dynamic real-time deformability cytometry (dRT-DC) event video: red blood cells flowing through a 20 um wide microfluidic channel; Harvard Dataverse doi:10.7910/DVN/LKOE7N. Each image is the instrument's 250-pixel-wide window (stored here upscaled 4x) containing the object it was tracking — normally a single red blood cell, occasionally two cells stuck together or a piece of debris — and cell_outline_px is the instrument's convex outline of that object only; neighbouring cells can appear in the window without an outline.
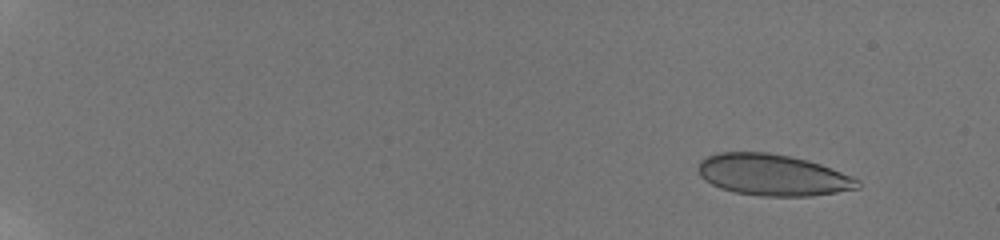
{"species": "human", "species_latin": "Homo sapiens", "temperature_condition": "room temperature", "stored_images_in_passage": 18, "camera_frame_rate_fps": 3000, "um_per_image_px": 0.085, "donor": {"sex": "male"}, "frame": {"image": 1, "passage_image": 5, "time_ms": 2.0, "image_size_px": [1000, 240], "cell_outline_px": [[860, 188], [812, 196], [760, 196], [732, 192], [720, 188], [704, 180], [700, 176], [696, 168], [700, 160], [708, 156], [720, 152], [768, 152], [808, 160], [820, 164], [852, 176], [860, 180]], "centroid_in_image_um": [65.66, 14.87], "position_along_channel_um": 19.3, "area_um2": 38.67}}
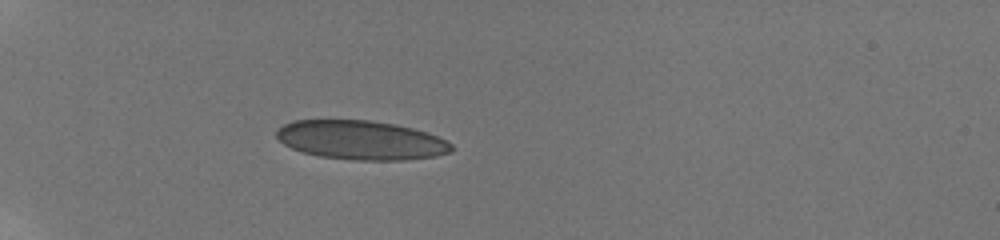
{"frame": {"image": 2, "passage_image": 15, "time_ms": 6.667, "image_size_px": [1000, 240], "cell_outline_px": [[452, 152], [436, 156], [404, 160], [352, 160], [320, 156], [304, 152], [292, 148], [284, 144], [276, 136], [276, 132], [284, 124], [292, 120], [368, 120], [396, 124], [428, 132], [452, 144]], "centroid_in_image_um": [30.7, 11.91], "position_along_channel_um": 54.3, "area_um2": 39.77}}